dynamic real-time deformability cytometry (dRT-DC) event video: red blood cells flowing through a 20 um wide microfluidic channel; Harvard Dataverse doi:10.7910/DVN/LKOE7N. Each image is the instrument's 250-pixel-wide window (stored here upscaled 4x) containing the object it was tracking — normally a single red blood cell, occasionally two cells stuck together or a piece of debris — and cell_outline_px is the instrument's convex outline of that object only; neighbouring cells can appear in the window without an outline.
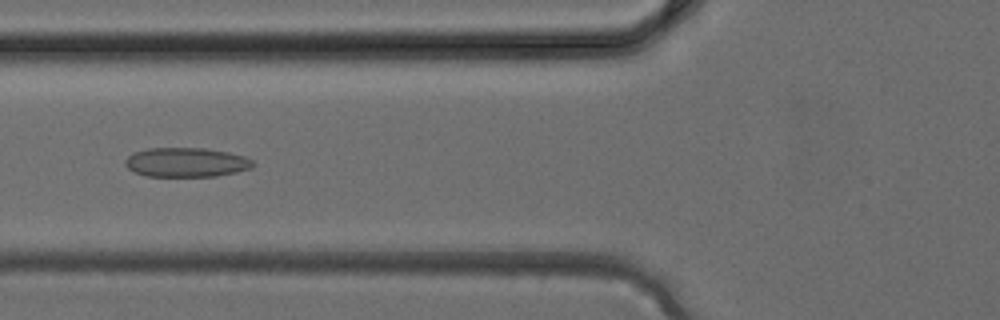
{"species": "common noctule bat (a hibernating species)", "species_latin": "Nyctalus noctula", "temperature_condition": "cold", "stored_images_in_passage": 21, "camera_frame_rate_fps": 3000, "um_per_image_px": 0.085, "animal": {"sex": "female", "body_mass_g": 24.6, "forearm_length_mm": 56.2}, "frame": {"image": 1, "passage_image": 4, "time_ms": 1.0, "image_size_px": [1000, 320], "cell_outline_px": [[256, 164], [252, 168], [236, 172], [216, 176], [148, 176], [136, 172], [128, 168], [124, 164], [124, 160], [132, 152], [148, 148], [204, 148], [228, 152], [244, 156], [252, 160]], "centroid_in_image_um": [15.83, 13.79], "position_along_channel_um": 110.0, "area_um2": 21.91}}
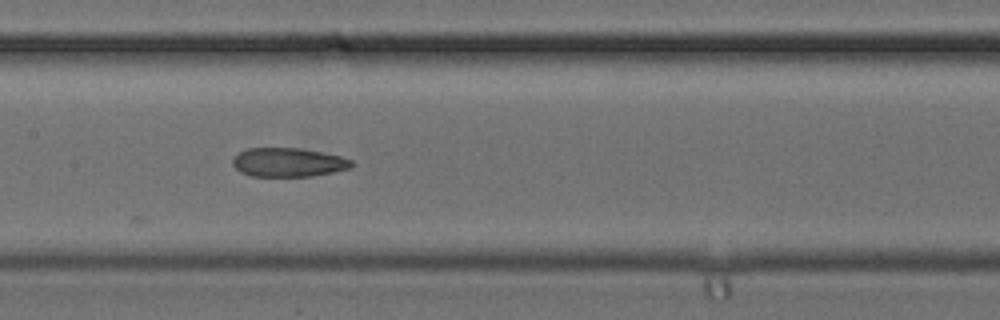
{"frame": {"image": 2, "passage_image": 8, "time_ms": 2.333, "image_size_px": [1000, 320], "cell_outline_px": [[356, 164], [352, 168], [312, 176], [252, 176], [240, 172], [232, 164], [232, 156], [236, 152], [248, 148], [296, 148], [320, 152], [340, 156], [352, 160]], "centroid_in_image_um": [24.48, 13.8], "position_along_channel_um": 182.9, "area_um2": 20.17}}
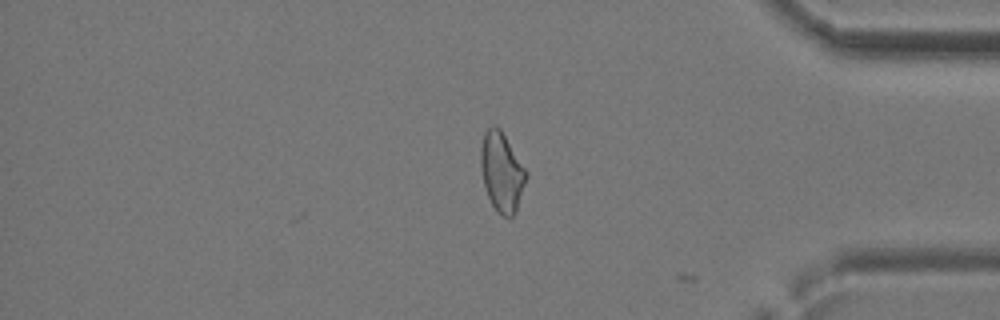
{"frame": {"image": 3, "passage_image": 21, "time_ms": 6.667, "image_size_px": [1000, 320], "cell_outline_px": [[528, 176], [516, 212], [512, 216], [500, 216], [496, 212], [488, 196], [484, 184], [480, 164], [480, 148], [484, 132], [492, 124], [496, 124], [500, 128], [528, 172]], "centroid_in_image_um": [42.65, 14.6], "position_along_channel_um": 392.5, "area_um2": 21.21}}